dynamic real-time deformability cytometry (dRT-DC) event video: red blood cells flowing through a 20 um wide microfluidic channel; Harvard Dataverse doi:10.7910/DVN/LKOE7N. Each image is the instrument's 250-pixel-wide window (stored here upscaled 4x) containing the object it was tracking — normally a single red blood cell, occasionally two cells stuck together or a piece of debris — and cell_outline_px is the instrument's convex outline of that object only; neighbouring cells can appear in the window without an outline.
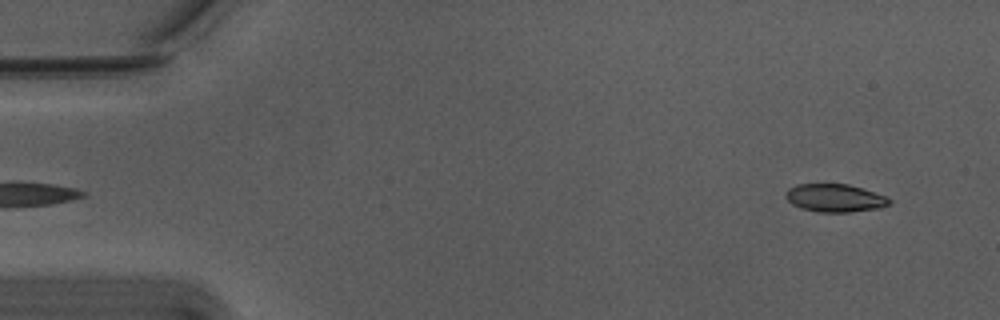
{"species": "Egyptian fruit bat (a non-hibernating species)", "species_latin": "Rousettus aegyptiacus", "temperature_condition": "warm", "stored_images_in_passage": 53, "camera_frame_rate_fps": 3000, "um_per_image_px": 0.085, "animal": {"sex": "male"}, "frame": {"image": 1, "passage_image": 2, "time_ms": 0.333, "image_size_px": [1000, 320], "cell_outline_px": [[892, 200], [888, 204], [880, 208], [848, 212], [820, 212], [800, 208], [792, 204], [788, 200], [788, 188], [796, 184], [848, 184], [864, 188], [884, 196]], "centroid_in_image_um": [70.98, 16.82], "position_along_channel_um": 14.0, "area_um2": 16.7}}
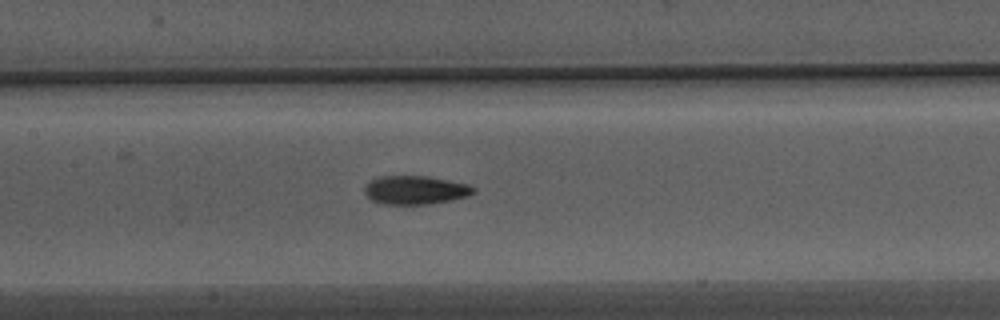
{"frame": {"image": 2, "passage_image": 24, "time_ms": 7.667, "image_size_px": [1000, 320], "cell_outline_px": [[476, 192], [468, 196], [432, 204], [384, 204], [372, 200], [364, 192], [364, 184], [368, 180], [376, 176], [428, 176], [468, 184], [476, 188]], "centroid_in_image_um": [35.28, 16.14], "position_along_channel_um": 172.1, "area_um2": 18.38}}
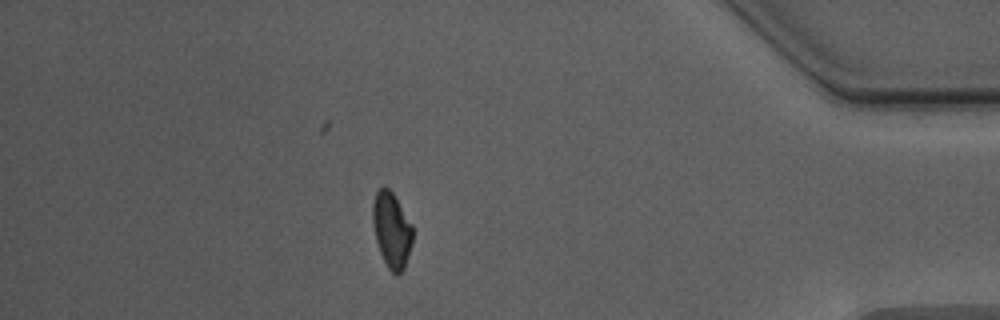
{"frame": {"image": 3, "passage_image": 46, "time_ms": 15.0, "image_size_px": [1000, 320], "cell_outline_px": [[412, 244], [404, 268], [396, 276], [388, 268], [380, 252], [376, 240], [372, 220], [372, 204], [376, 192], [380, 188], [388, 188], [392, 192], [412, 224]], "centroid_in_image_um": [33.28, 19.55], "position_along_channel_um": 401.9, "area_um2": 17.4}, "authors_computed_cell_mechanics": {"area_um2": 17.6868, "velocity_mm_per_s": 3.7416, "shape_relaxation_time_tau1_ms": 5.451, "shape_relaxation_time_tau2_ms": 3.1258, "deformation_change_tau1": 0.1806, "deformation_change_tau2": 0.0974}}